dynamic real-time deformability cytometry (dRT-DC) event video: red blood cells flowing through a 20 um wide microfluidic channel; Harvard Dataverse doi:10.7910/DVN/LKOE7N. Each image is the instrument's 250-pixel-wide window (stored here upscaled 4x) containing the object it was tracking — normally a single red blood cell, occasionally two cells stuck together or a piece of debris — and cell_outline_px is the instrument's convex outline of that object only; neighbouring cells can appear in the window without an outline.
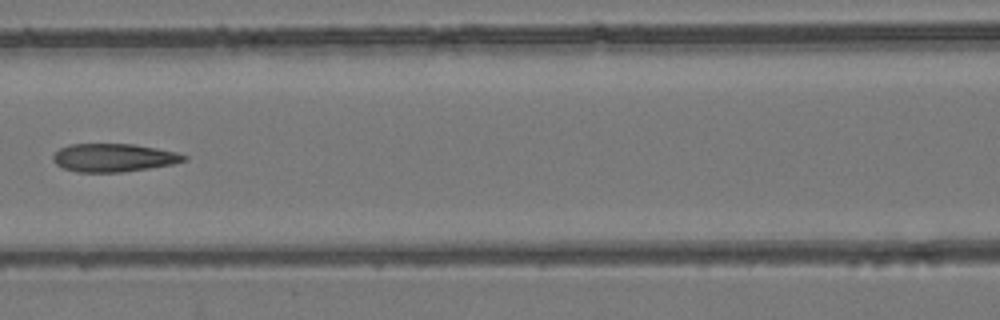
{"species": "common noctule bat (a hibernating species)", "species_latin": "Nyctalus noctula", "temperature_condition": "room temperature", "stored_images_in_passage": 5, "camera_frame_rate_fps": 3000, "um_per_image_px": 0.085, "animal": {"sex": "female", "body_mass_g": 24.6, "forearm_length_mm": 56.2}, "frame": {"image": 1, "passage_image": 4, "time_ms": 3.667, "image_size_px": [1000, 320], "cell_outline_px": [[188, 160], [172, 164], [148, 168], [120, 172], [76, 172], [64, 168], [56, 164], [52, 160], [52, 156], [60, 148], [72, 144], [132, 144], [156, 148], [176, 152], [188, 156]], "centroid_in_image_um": [9.66, 13.4], "position_along_channel_um": 156.9, "area_um2": 21.39}}
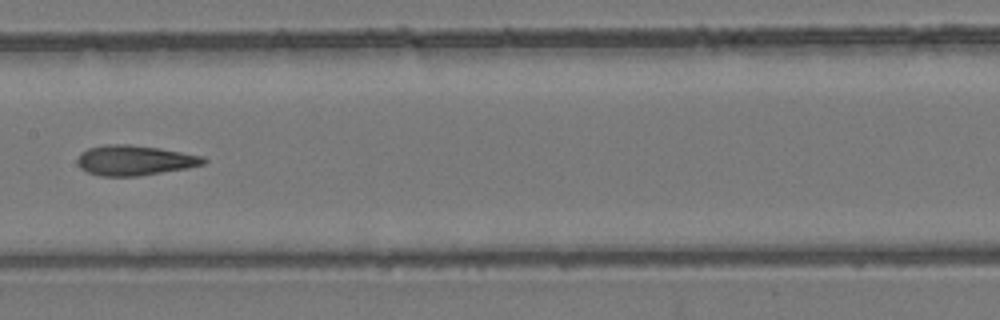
{"frame": {"image": 2, "passage_image": 5, "time_ms": 4.667, "image_size_px": [1000, 320], "cell_outline_px": [[208, 160], [204, 164], [188, 168], [136, 176], [100, 176], [88, 172], [80, 168], [76, 160], [80, 152], [88, 148], [104, 144], [128, 144], [160, 148], [204, 156]], "centroid_in_image_um": [11.43, 13.62], "position_along_channel_um": 196.0, "area_um2": 22.25}}